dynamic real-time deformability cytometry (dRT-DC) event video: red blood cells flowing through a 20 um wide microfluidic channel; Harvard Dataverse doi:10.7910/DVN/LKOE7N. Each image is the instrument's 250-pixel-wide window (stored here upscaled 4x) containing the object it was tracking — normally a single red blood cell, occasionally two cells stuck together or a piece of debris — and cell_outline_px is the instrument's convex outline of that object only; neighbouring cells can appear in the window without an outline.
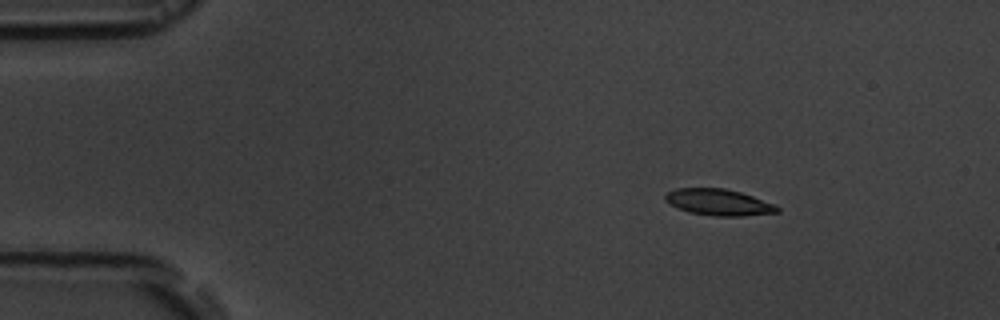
{"species": "common noctule bat (a hibernating species)", "species_latin": "Nyctalus noctula", "temperature_condition": "room temperature", "stored_images_in_passage": 4, "camera_frame_rate_fps": 3000, "um_per_image_px": 0.085, "animal": {"sex": "male", "body_mass_g": 19.5, "forearm_length_mm": 54.6}, "frame": {"image": 1, "passage_image": 1, "time_ms": 0.0, "image_size_px": [1000, 320], "cell_outline_px": [[780, 212], [744, 216], [716, 216], [688, 212], [664, 200], [664, 196], [668, 192], [676, 188], [724, 188], [740, 192], [776, 204], [780, 208]], "centroid_in_image_um": [61.13, 17.19], "position_along_channel_um": 23.9, "area_um2": 17.17}}
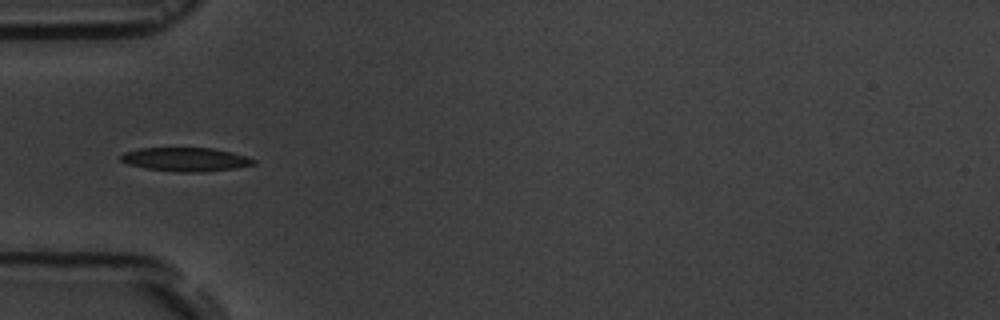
{"frame": {"image": 2, "passage_image": 3, "time_ms": 3.333, "image_size_px": [1000, 320], "cell_outline_px": [[256, 164], [236, 168], [200, 172], [180, 172], [144, 168], [128, 164], [120, 160], [120, 156], [124, 152], [140, 148], [212, 148], [232, 152], [256, 160]], "centroid_in_image_um": [15.77, 13.55], "position_along_channel_um": 69.2, "area_um2": 18.32}}
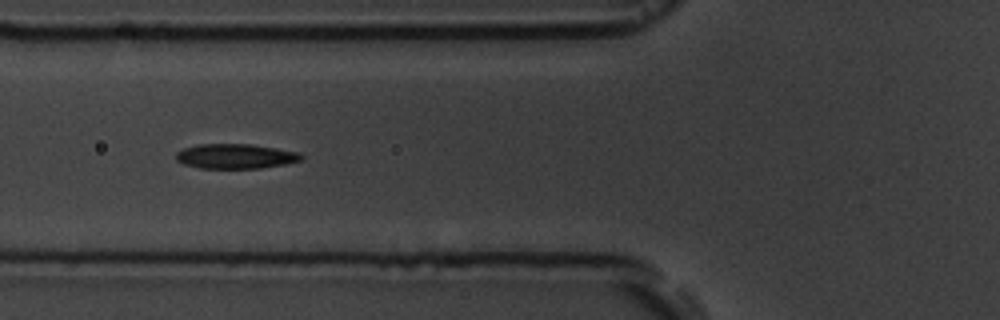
{"frame": {"image": 3, "passage_image": 4, "time_ms": 4.333, "image_size_px": [1000, 320], "cell_outline_px": [[304, 160], [284, 164], [260, 168], [200, 168], [184, 164], [176, 160], [176, 152], [184, 148], [196, 144], [248, 144], [276, 148], [300, 152], [304, 156]], "centroid_in_image_um": [20.04, 13.28], "position_along_channel_um": 105.8, "area_um2": 18.15}}